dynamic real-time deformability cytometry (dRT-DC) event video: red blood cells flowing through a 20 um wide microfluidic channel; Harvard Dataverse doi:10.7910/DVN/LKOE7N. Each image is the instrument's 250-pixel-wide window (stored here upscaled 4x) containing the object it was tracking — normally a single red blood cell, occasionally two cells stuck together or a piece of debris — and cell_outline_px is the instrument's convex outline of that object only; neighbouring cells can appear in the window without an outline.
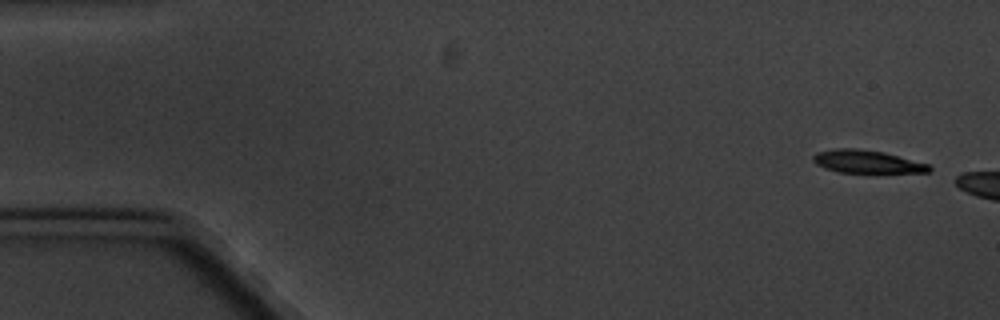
{"species": "common noctule bat (a hibernating species)", "species_latin": "Nyctalus noctula", "temperature_condition": "cold", "stored_images_in_passage": 3, "camera_frame_rate_fps": 3000, "um_per_image_px": 0.085, "animal": {"sex": "male", "body_mass_g": 20.1, "forearm_length_mm": 53.5}, "frame": {"image": 1, "passage_image": 1, "time_ms": 0.0, "image_size_px": [1000, 320], "cell_outline_px": [[932, 168], [928, 172], [836, 172], [824, 168], [816, 164], [812, 160], [812, 156], [816, 152], [836, 148], [856, 148], [884, 152], [928, 164]], "centroid_in_image_um": [73.62, 13.73], "position_along_channel_um": 11.4, "area_um2": 15.37}}